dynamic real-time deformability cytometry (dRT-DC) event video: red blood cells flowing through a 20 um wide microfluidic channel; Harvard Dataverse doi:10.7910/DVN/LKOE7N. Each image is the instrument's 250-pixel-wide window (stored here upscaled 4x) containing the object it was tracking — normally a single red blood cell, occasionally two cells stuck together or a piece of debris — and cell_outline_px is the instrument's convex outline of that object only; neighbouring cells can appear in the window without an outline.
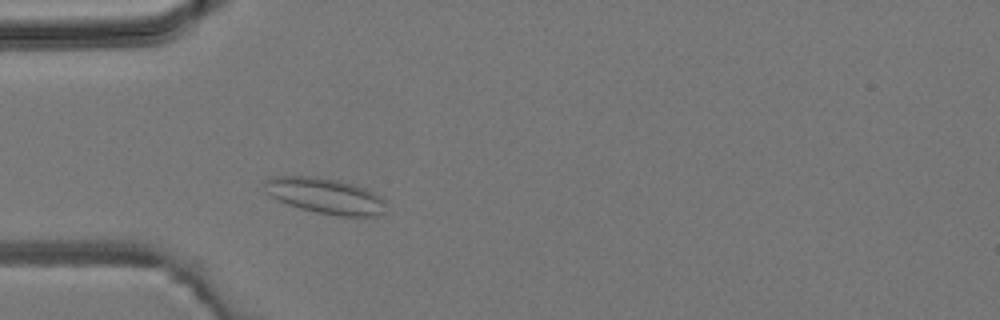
{"species": "common noctule bat (a hibernating species)", "species_latin": "Nyctalus noctula", "temperature_condition": "room temperature", "stored_images_in_passage": 3, "camera_frame_rate_fps": 3000, "um_per_image_px": 0.085, "animal": {"sex": "male", "body_mass_g": 19.2, "forearm_length_mm": 51.8}, "frame": {"image": 1, "passage_image": 3, "time_ms": 2.333, "image_size_px": [1000, 320], "cell_outline_px": [[384, 212], [376, 216], [336, 216], [316, 212], [300, 208], [288, 204], [272, 196], [268, 192], [264, 184], [264, 180], [272, 176], [312, 176], [336, 180], [352, 184], [364, 188], [380, 196], [384, 200]], "centroid_in_image_um": [27.64, 16.65], "position_along_channel_um": 57.4, "area_um2": 24.91}}